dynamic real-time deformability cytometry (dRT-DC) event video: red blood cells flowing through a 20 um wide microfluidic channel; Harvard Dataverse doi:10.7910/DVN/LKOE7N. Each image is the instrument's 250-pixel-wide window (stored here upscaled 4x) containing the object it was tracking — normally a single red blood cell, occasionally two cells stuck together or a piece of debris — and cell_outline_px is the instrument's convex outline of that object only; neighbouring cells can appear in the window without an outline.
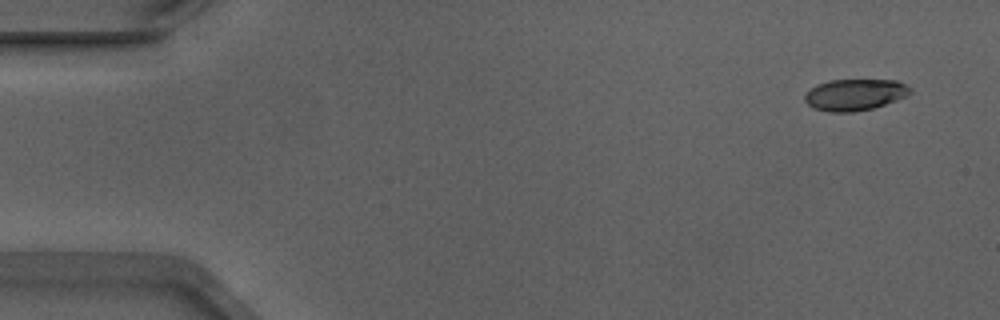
{"species": "Egyptian fruit bat (a non-hibernating species)", "species_latin": "Rousettus aegyptiacus", "temperature_condition": "warm", "stored_images_in_passage": 51, "camera_frame_rate_fps": 3000, "um_per_image_px": 0.085, "animal": {"sex": "male"}, "frame": {"image": 1, "passage_image": 1, "time_ms": 0.0, "image_size_px": [1000, 320], "cell_outline_px": [[912, 92], [908, 96], [872, 108], [852, 112], [828, 112], [812, 108], [804, 100], [804, 96], [816, 84], [828, 80], [896, 80], [912, 88]], "centroid_in_image_um": [72.66, 8.05], "position_along_channel_um": 12.3, "area_um2": 19.36}}
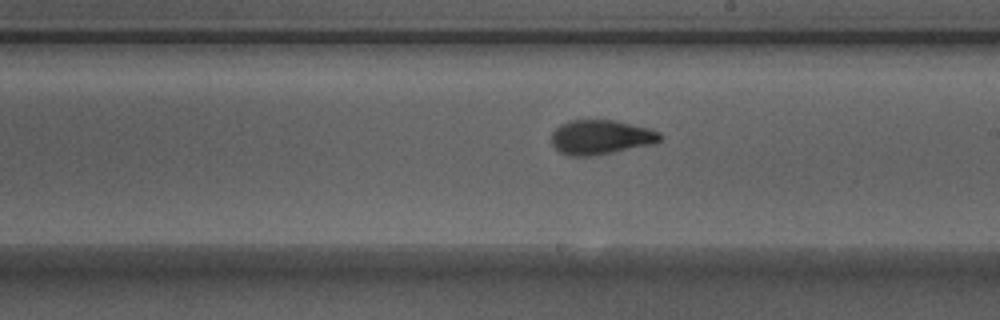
{"frame": {"image": 2, "passage_image": 28, "time_ms": 9.0, "image_size_px": [1000, 320], "cell_outline_px": [[664, 136], [660, 140], [652, 144], [612, 152], [588, 156], [568, 156], [560, 152], [552, 144], [552, 132], [560, 124], [568, 120], [616, 120], [648, 128], [660, 132]], "centroid_in_image_um": [51.06, 11.65], "position_along_channel_um": 237.9, "area_um2": 21.79}}
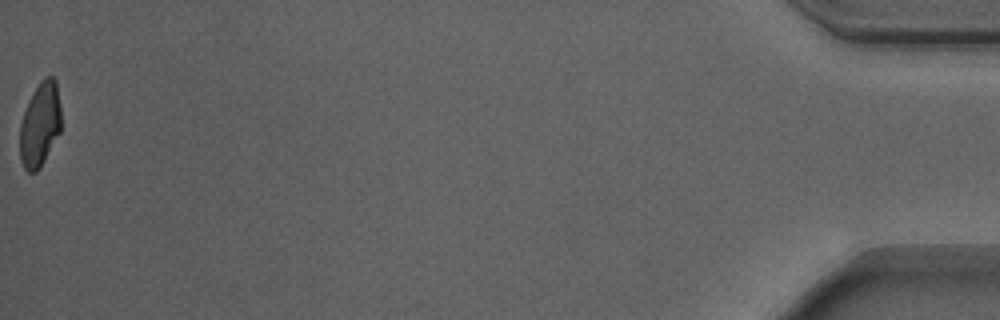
{"frame": {"image": 3, "passage_image": 51, "time_ms": 16.667, "image_size_px": [1000, 320], "cell_outline_px": [[60, 132], [40, 168], [36, 172], [28, 172], [24, 168], [20, 160], [20, 124], [28, 100], [40, 80], [44, 76], [52, 76], [56, 80], [60, 108]], "centroid_in_image_um": [3.39, 10.58], "position_along_channel_um": 431.8, "area_um2": 20.29}, "authors_computed_cell_mechanics": {"area_um2": 21.386, "velocity_mm_per_s": 3.8889, "shape_relaxation_time_tau1_ms": 3.3088, "shape_relaxation_time_tau2_ms": 1.6712, "deformation_change_tau1": 0.1443, "deformation_change_tau2": 0.0801}}